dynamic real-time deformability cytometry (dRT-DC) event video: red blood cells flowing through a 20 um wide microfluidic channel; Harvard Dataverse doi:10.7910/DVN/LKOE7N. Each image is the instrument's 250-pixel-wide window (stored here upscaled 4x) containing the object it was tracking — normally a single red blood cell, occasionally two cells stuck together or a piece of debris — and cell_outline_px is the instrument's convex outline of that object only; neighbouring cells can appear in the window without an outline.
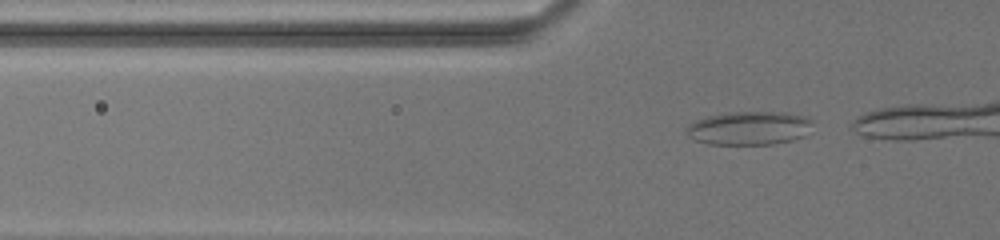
{"species": "common noctule bat (a hibernating species)", "species_latin": "Nyctalus noctula", "temperature_condition": "warm", "stored_images_in_passage": 27, "camera_frame_rate_fps": 3000, "um_per_image_px": 0.085, "animal": {"sex": "female", "body_mass_g": 19.5, "forearm_length_mm": 54.1}, "frame": {"image": 1, "passage_image": 14, "time_ms": 4.667, "image_size_px": [1000, 240], "cell_outline_px": [[816, 120], [804, 136], [792, 140], [772, 144], [708, 144], [696, 140], [688, 136], [688, 124], [696, 120], [708, 116], [728, 112], [784, 112], [808, 116]], "centroid_in_image_um": [63.74, 10.88], "position_along_channel_um": 62.1, "area_um2": 24.8}}